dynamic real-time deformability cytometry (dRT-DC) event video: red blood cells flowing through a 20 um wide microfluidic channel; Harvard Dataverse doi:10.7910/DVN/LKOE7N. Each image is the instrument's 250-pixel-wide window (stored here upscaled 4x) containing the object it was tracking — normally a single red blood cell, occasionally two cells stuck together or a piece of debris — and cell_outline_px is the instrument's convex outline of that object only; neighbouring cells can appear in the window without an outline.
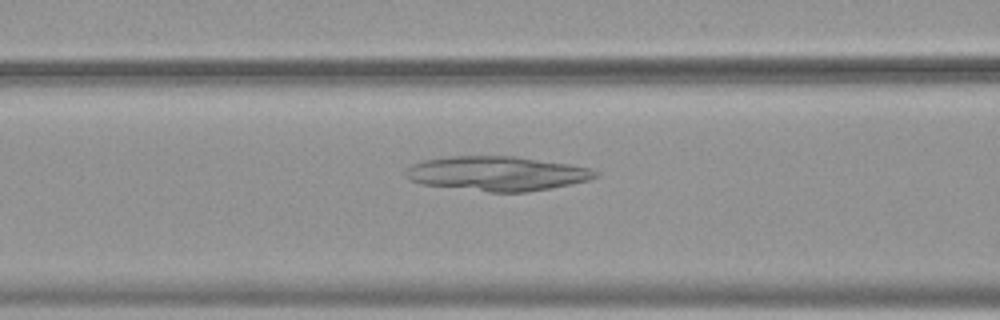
{"species": "common noctule bat (a hibernating species)", "species_latin": "Nyctalus noctula", "temperature_condition": "warm", "stored_images_in_passage": 35, "camera_frame_rate_fps": 3000, "um_per_image_px": 0.085, "animal": {"sex": "female", "body_mass_g": 19.9}, "frame": {"image": 1, "passage_image": 10, "time_ms": 3.0, "image_size_px": [1000, 320], "cell_outline_px": [[600, 176], [588, 180], [548, 188], [524, 192], [488, 192], [420, 184], [408, 180], [404, 176], [404, 172], [412, 164], [424, 160], [448, 156], [516, 156], [568, 164], [592, 168], [600, 172]], "centroid_in_image_um": [42.21, 14.74], "position_along_channel_um": 124.4, "area_um2": 38.26}}
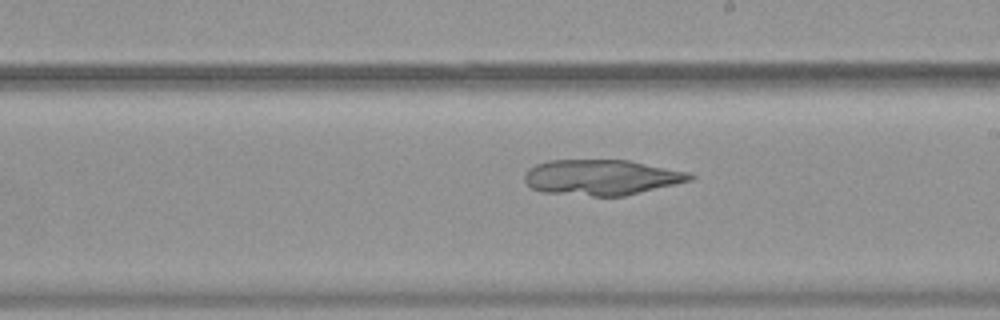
{"frame": {"image": 2, "passage_image": 19, "time_ms": 6.0, "image_size_px": [1000, 320], "cell_outline_px": [[696, 176], [692, 180], [676, 184], [624, 196], [592, 196], [540, 192], [532, 188], [524, 180], [524, 176], [528, 168], [536, 164], [548, 160], [628, 160], [688, 172]], "centroid_in_image_um": [51.11, 15.07], "position_along_channel_um": 237.9, "area_um2": 34.28}}
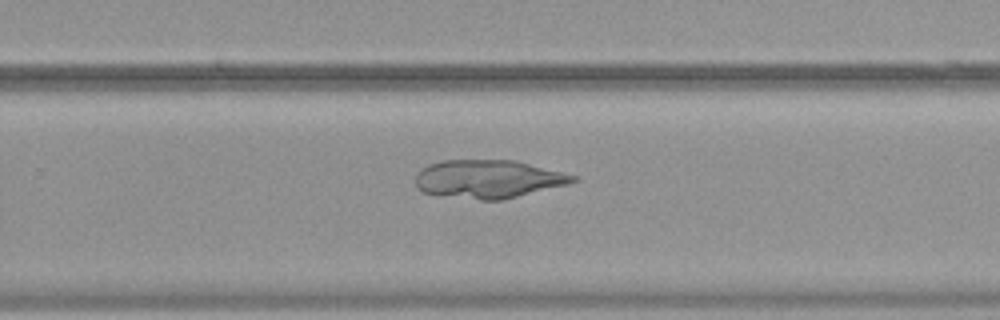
{"frame": {"image": 3, "passage_image": 23, "time_ms": 7.333, "image_size_px": [1000, 320], "cell_outline_px": [[580, 180], [568, 184], [504, 200], [480, 200], [440, 196], [424, 192], [416, 188], [416, 176], [420, 168], [428, 164], [444, 160], [516, 160], [580, 176]], "centroid_in_image_um": [41.53, 15.22], "position_along_channel_um": 288.3, "area_um2": 35.66}}